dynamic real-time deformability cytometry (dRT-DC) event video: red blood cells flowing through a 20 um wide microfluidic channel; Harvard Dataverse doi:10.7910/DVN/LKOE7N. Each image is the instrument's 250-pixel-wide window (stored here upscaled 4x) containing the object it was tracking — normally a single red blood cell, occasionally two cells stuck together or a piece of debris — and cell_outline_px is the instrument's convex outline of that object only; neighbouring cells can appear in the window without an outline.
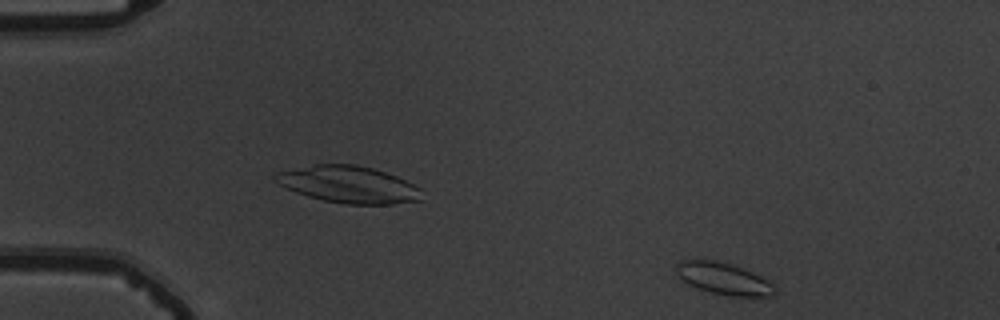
{"species": "common noctule bat (a hibernating species)", "species_latin": "Nyctalus noctula", "temperature_condition": "warm", "stored_images_in_passage": 49, "camera_frame_rate_fps": 3000, "um_per_image_px": 0.085, "animal": {"sex": "male", "body_mass_g": 19.5, "forearm_length_mm": 54.6}, "frame": {"image": 1, "passage_image": 1, "time_ms": 0.0, "image_size_px": [1000, 320], "cell_outline_px": [[776, 292], [772, 296], [728, 296], [696, 288], [688, 284], [676, 272], [676, 264], [680, 260], [712, 260], [732, 264], [744, 268], [768, 280], [776, 288]], "centroid_in_image_um": [61.52, 23.68], "position_along_channel_um": 23.5, "area_um2": 18.21}}
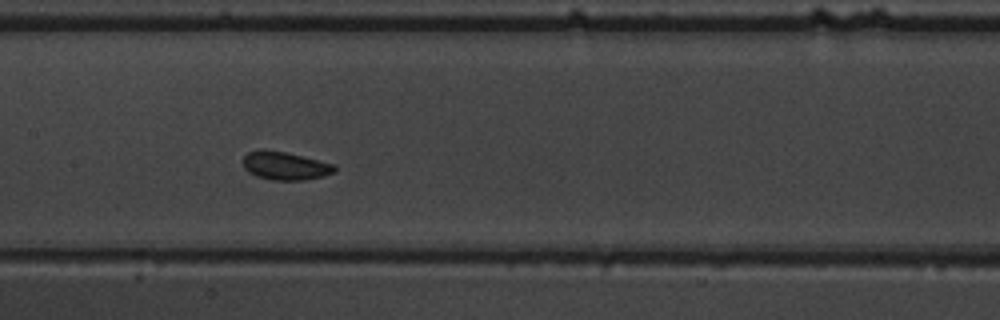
{"frame": {"image": 2, "passage_image": 22, "time_ms": 7.0, "image_size_px": [1000, 320], "cell_outline_px": [[336, 172], [324, 176], [304, 180], [272, 180], [256, 176], [248, 172], [244, 168], [244, 156], [248, 152], [260, 148], [284, 152], [336, 164]], "centroid_in_image_um": [24.25, 14.09], "position_along_channel_um": 183.2, "area_um2": 15.14}}
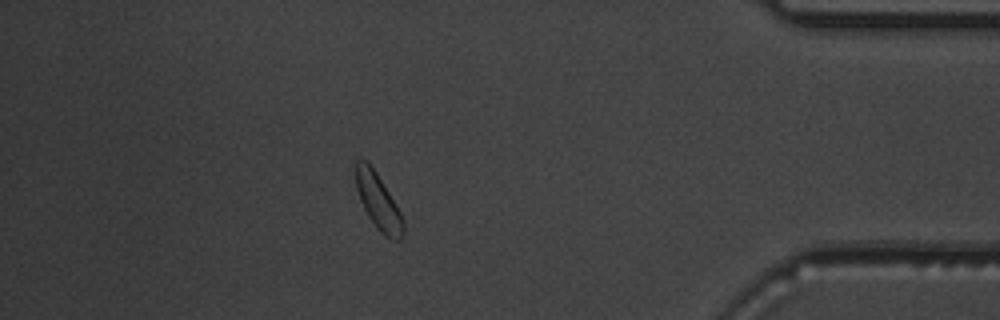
{"frame": {"image": 3, "passage_image": 43, "time_ms": 14.0, "image_size_px": [1000, 320], "cell_outline_px": [[404, 232], [400, 240], [392, 240], [384, 236], [376, 228], [368, 216], [360, 200], [356, 188], [356, 160], [368, 160], [376, 172], [400, 212], [404, 220]], "centroid_in_image_um": [32.15, 17.17], "position_along_channel_um": 403.0, "area_um2": 15.32}, "authors_computed_cell_mechanics": {"area_um2": 15.2014, "velocity_mm_per_s": 3.6502, "shape_relaxation_time_tau1_ms": 2.8385, "shape_relaxation_time_tau2_ms": null, "deformation_change_tau1": 0.0815, "deformation_change_tau2": null}}